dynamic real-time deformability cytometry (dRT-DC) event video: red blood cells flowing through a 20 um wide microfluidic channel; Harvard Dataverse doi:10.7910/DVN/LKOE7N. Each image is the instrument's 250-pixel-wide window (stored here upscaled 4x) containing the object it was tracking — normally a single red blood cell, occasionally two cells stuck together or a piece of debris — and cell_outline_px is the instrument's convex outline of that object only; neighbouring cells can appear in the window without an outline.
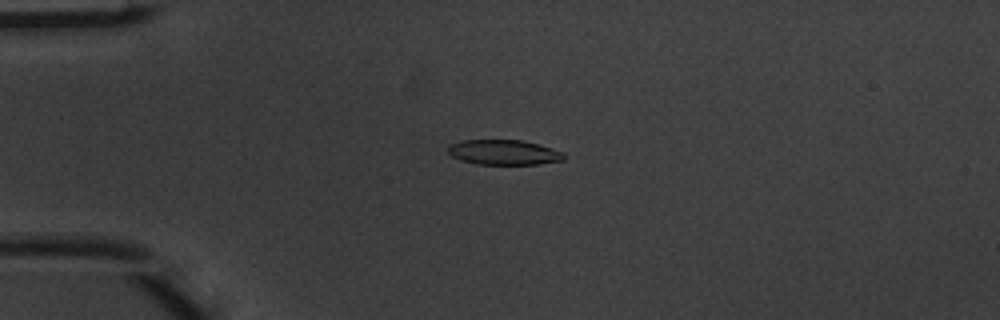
{"species": "common noctule bat (a hibernating species)", "species_latin": "Nyctalus noctula", "temperature_condition": "warm", "stored_images_in_passage": 6, "camera_frame_rate_fps": 3000, "um_per_image_px": 0.085, "animal": {"sex": "male", "body_mass_g": 20.1, "forearm_length_mm": 53.5}, "frame": {"image": 1, "passage_image": 3, "time_ms": 0.667, "image_size_px": [1000, 320], "cell_outline_px": [[564, 160], [536, 164], [476, 164], [460, 160], [452, 156], [448, 152], [448, 144], [460, 140], [524, 140], [552, 148], [564, 152]], "centroid_in_image_um": [42.8, 12.94], "position_along_channel_um": 42.2, "area_um2": 16.99}}
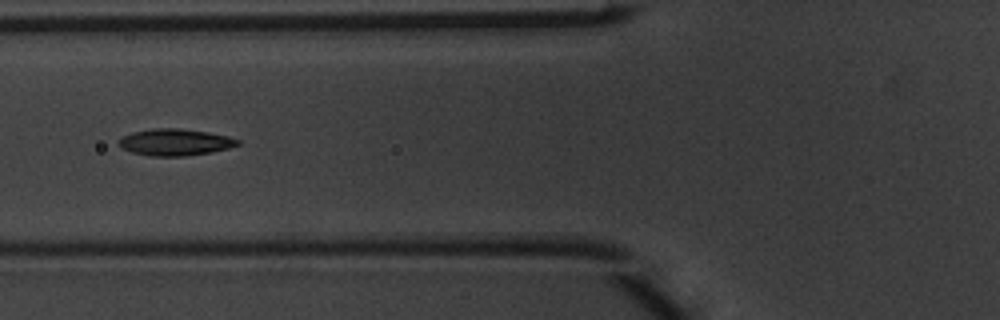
{"frame": {"image": 2, "passage_image": 5, "time_ms": 1.333, "image_size_px": [1000, 320], "cell_outline_px": [[240, 144], [228, 148], [212, 152], [184, 156], [152, 156], [132, 152], [120, 148], [116, 144], [124, 136], [132, 132], [152, 128], [176, 128], [208, 132], [228, 136], [240, 140]], "centroid_in_image_um": [14.87, 12.09], "position_along_channel_um": 110.9, "area_um2": 18.5}}
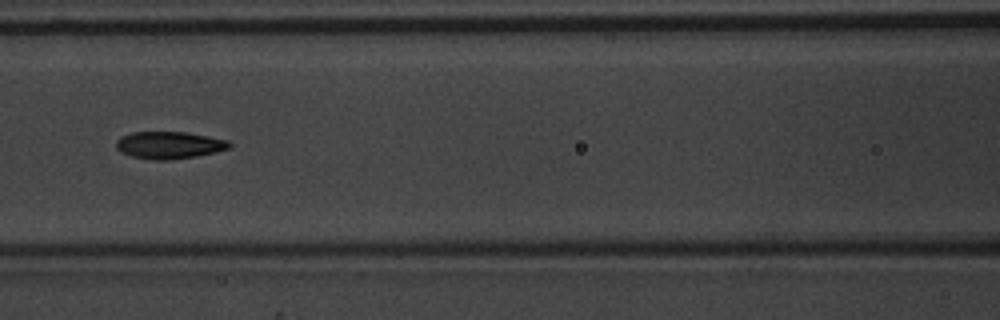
{"frame": {"image": 3, "passage_image": 6, "time_ms": 1.667, "image_size_px": [1000, 320], "cell_outline_px": [[232, 144], [228, 148], [216, 152], [196, 156], [172, 160], [156, 160], [132, 156], [120, 152], [116, 148], [116, 140], [120, 136], [132, 132], [184, 132], [208, 136], [228, 140]], "centroid_in_image_um": [14.36, 12.33], "position_along_channel_um": 152.2, "area_um2": 17.98}}